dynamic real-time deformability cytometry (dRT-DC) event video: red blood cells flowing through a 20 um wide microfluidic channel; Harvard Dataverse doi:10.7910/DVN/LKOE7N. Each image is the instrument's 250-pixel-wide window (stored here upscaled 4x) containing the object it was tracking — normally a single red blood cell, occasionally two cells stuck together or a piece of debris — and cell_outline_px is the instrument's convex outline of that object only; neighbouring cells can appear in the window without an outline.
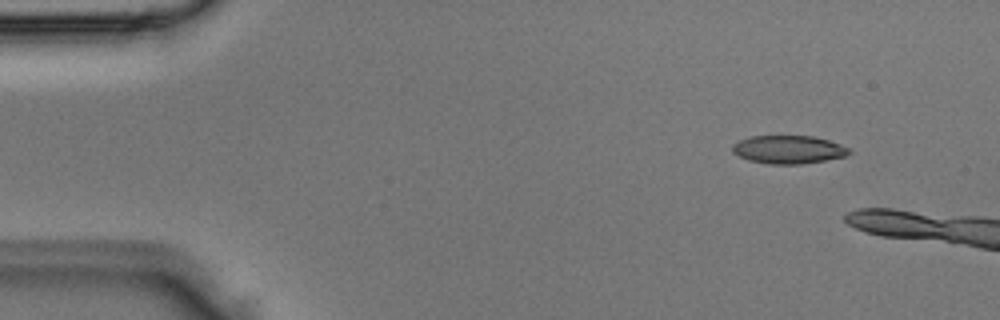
{"species": "Egyptian fruit bat (a non-hibernating species)", "species_latin": "Rousettus aegyptiacus", "temperature_condition": "room temperature", "stored_images_in_passage": 3, "segment_of_instrument_passage": [2, 2], "camera_frame_rate_fps": 3000, "um_per_image_px": 0.085, "animal": {"sex": "male"}, "frame": {"image": 1, "passage_image": 3, "time_ms": 0.667, "image_size_px": [1000, 320], "cell_outline_px": [[852, 152], [844, 156], [824, 160], [800, 164], [768, 164], [748, 160], [732, 152], [732, 144], [748, 136], [812, 136], [828, 140], [840, 144], [848, 148]], "centroid_in_image_um": [66.98, 12.71], "position_along_channel_um": 18.0, "area_um2": 19.07}}